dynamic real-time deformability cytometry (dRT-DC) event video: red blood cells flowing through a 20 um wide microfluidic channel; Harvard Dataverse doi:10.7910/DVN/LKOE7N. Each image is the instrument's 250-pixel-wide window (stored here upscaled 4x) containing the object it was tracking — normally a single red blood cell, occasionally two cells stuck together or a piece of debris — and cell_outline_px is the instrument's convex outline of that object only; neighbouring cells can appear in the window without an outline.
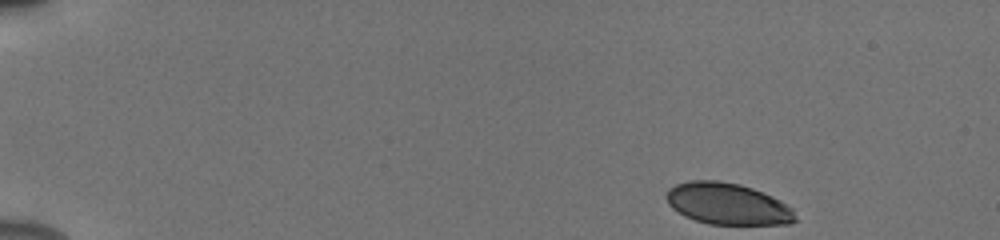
{"species": "human", "species_latin": "Homo sapiens", "temperature_condition": "cold", "stored_images_in_passage": 48, "camera_frame_rate_fps": 3000, "um_per_image_px": 0.085, "donor": {"sex": "male"}, "frame": {"image": 1, "passage_image": 1, "time_ms": 0.0, "image_size_px": [1000, 240], "cell_outline_px": [[796, 220], [788, 224], [708, 224], [684, 216], [672, 208], [668, 204], [664, 196], [668, 188], [676, 184], [692, 180], [716, 180], [740, 184], [752, 188], [772, 196], [780, 200], [792, 208], [796, 216]], "centroid_in_image_um": [61.81, 17.32], "position_along_channel_um": 23.2, "area_um2": 31.33}}
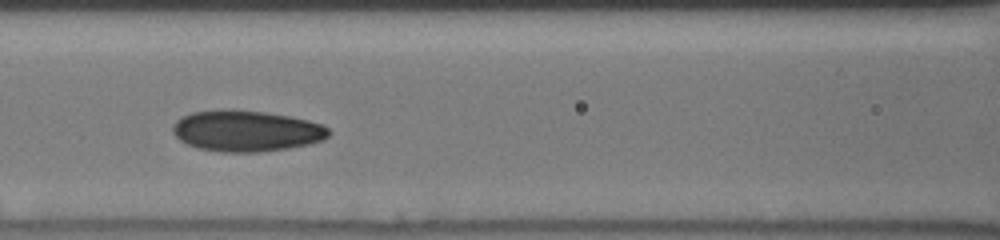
{"frame": {"image": 2, "passage_image": 20, "time_ms": 6.333, "image_size_px": [1000, 240], "cell_outline_px": [[332, 132], [324, 140], [308, 144], [288, 148], [260, 152], [224, 152], [196, 148], [180, 140], [172, 132], [172, 128], [176, 120], [192, 112], [224, 108], [232, 108], [264, 112], [288, 116], [308, 120], [320, 124], [328, 128]], "centroid_in_image_um": [20.93, 11.12], "position_along_channel_um": 145.7, "area_um2": 37.57}}
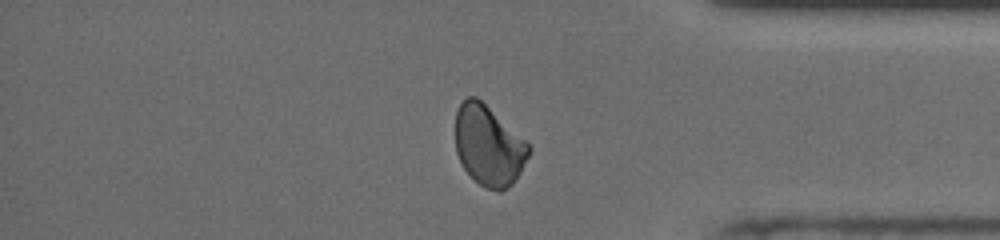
{"frame": {"image": 3, "passage_image": 40, "time_ms": 13.0, "image_size_px": [1000, 240], "cell_outline_px": [[532, 148], [520, 172], [512, 184], [508, 188], [500, 192], [488, 188], [480, 184], [464, 168], [456, 152], [456, 112], [460, 104], [468, 96], [476, 96], [524, 140]], "centroid_in_image_um": [41.52, 12.39], "position_along_channel_um": 393.7, "area_um2": 33.64}, "authors_computed_cell_mechanics": {"area_um2": 34.8245, "velocity_mm_per_s": 3.8972, "shape_relaxation_time_tau1_ms": 4.3932, "shape_relaxation_time_tau2_ms": 2.0798, "deformation_change_tau1": 0.1152, "deformation_change_tau2": 0.0571}}